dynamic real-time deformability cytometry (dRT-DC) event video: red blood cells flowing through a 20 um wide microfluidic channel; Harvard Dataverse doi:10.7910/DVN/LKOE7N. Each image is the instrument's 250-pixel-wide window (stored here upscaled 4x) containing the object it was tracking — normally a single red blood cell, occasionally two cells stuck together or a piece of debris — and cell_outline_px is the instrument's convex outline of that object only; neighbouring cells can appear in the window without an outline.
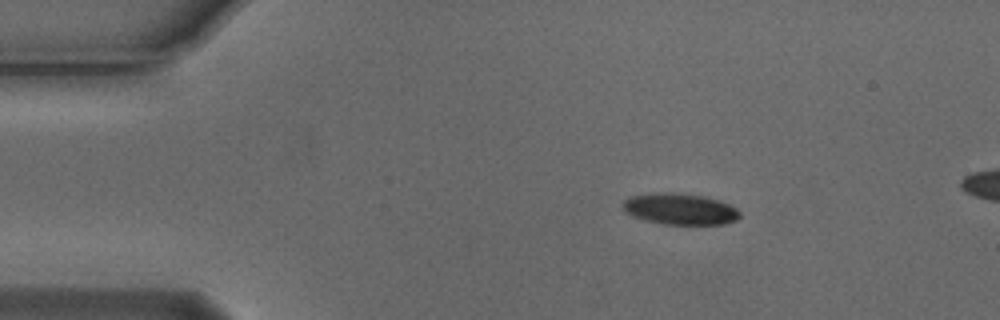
{"species": "Egyptian fruit bat (a non-hibernating species)", "species_latin": "Rousettus aegyptiacus", "temperature_condition": "cold", "stored_images_in_passage": 35, "camera_frame_rate_fps": 3000, "um_per_image_px": 0.085, "animal": {"sex": "male"}, "frame": {"image": 1, "passage_image": 1, "time_ms": 0.0, "image_size_px": [1000, 320], "cell_outline_px": [[740, 216], [736, 220], [724, 224], [664, 224], [644, 220], [632, 216], [624, 212], [620, 208], [624, 200], [632, 196], [664, 192], [672, 192], [704, 196], [720, 200], [736, 208], [740, 212]], "centroid_in_image_um": [57.78, 17.77], "position_along_channel_um": 27.2, "area_um2": 21.39}}
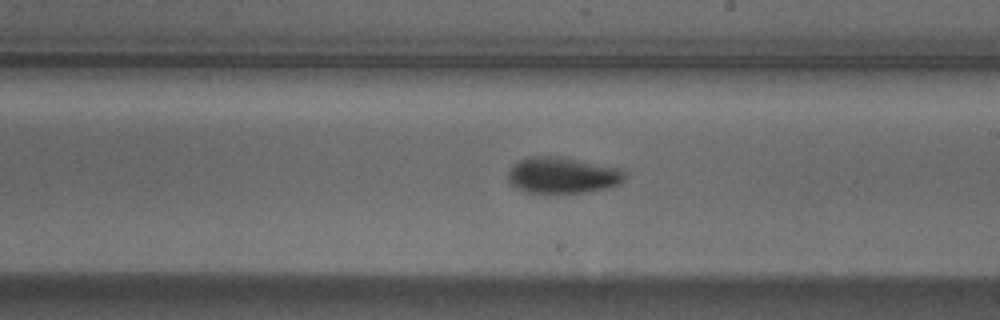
{"frame": {"image": 2, "passage_image": 23, "time_ms": 7.333, "image_size_px": [1000, 320], "cell_outline_px": [[628, 172], [624, 180], [620, 184], [608, 188], [584, 192], [528, 192], [516, 188], [508, 180], [508, 172], [512, 164], [528, 156], [552, 156], [576, 160], [620, 168]], "centroid_in_image_um": [47.83, 14.89], "position_along_channel_um": 241.2, "area_um2": 24.45}}
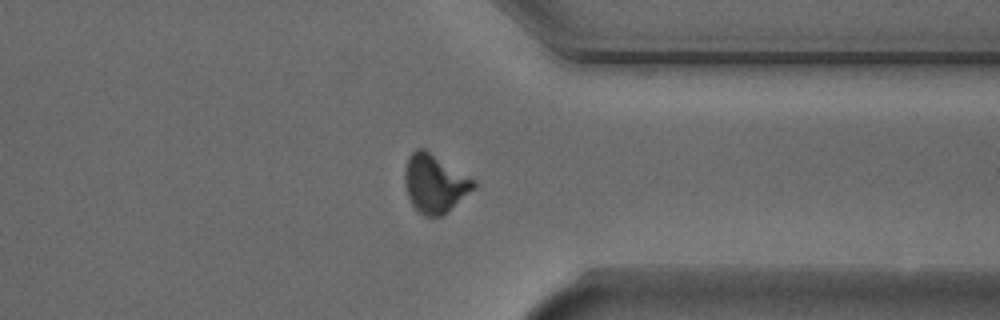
{"frame": {"image": 3, "passage_image": 34, "time_ms": 11.0, "image_size_px": [1000, 320], "cell_outline_px": [[476, 188], [440, 216], [424, 216], [412, 204], [408, 196], [404, 180], [404, 172], [408, 156], [416, 148], [424, 148], [472, 180], [476, 184]], "centroid_in_image_um": [36.9, 15.59], "position_along_channel_um": 374.5, "area_um2": 22.72}, "authors_computed_cell_mechanics": {"area_um2": 23.987, "velocity_mm_per_s": 3.7472, "shape_relaxation_time_tau1_ms": 2.2602, "shape_relaxation_time_tau2_ms": 5.2283, "deformation_change_tau1": 0.1078, "deformation_change_tau2": 0.1096}}